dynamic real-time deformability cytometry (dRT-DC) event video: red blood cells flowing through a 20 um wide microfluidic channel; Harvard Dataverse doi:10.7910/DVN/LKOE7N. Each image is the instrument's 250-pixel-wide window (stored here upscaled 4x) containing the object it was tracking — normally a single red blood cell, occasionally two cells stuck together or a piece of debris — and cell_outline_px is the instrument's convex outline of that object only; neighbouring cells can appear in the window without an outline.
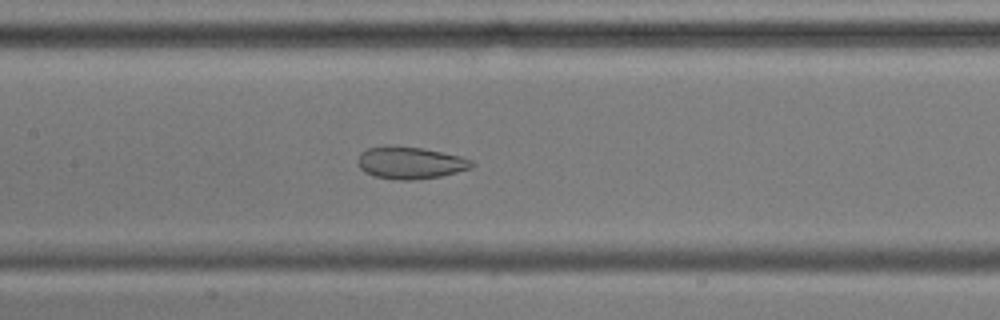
{"species": "common noctule bat (a hibernating species)", "species_latin": "Nyctalus noctula", "temperature_condition": "cold", "stored_images_in_passage": 54, "camera_frame_rate_fps": 3000, "um_per_image_px": 0.085, "animal": {"sex": "male", "body_mass_g": 17.9, "forearm_length_mm": 54.2}, "frame": {"image": 1, "passage_image": 25, "time_ms": 8.0, "image_size_px": [1000, 320], "cell_outline_px": [[476, 164], [472, 168], [440, 176], [412, 180], [400, 180], [376, 176], [364, 172], [360, 168], [356, 160], [360, 152], [368, 148], [384, 144], [392, 144], [424, 148], [460, 156], [472, 160]], "centroid_in_image_um": [34.84, 13.8], "position_along_channel_um": 172.6, "area_um2": 21.73}}
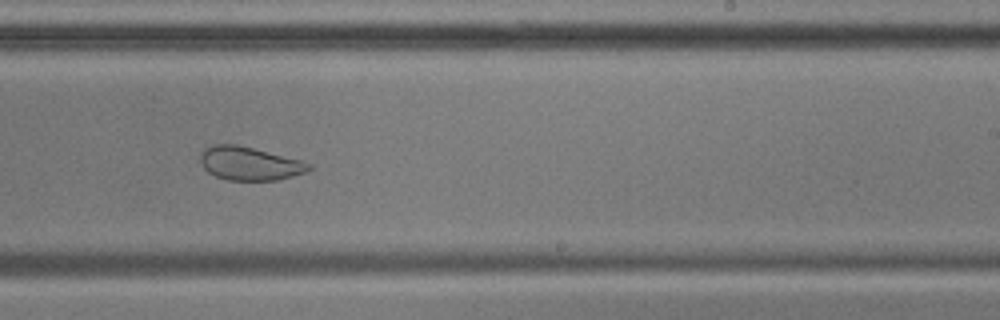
{"frame": {"image": 2, "passage_image": 33, "time_ms": 10.667, "image_size_px": [1000, 320], "cell_outline_px": [[312, 168], [304, 172], [292, 176], [276, 180], [228, 180], [216, 176], [208, 172], [204, 168], [200, 160], [200, 152], [204, 148], [212, 144], [236, 144], [300, 160], [312, 164]], "centroid_in_image_um": [21.17, 13.89], "position_along_channel_um": 267.8, "area_um2": 20.98}}
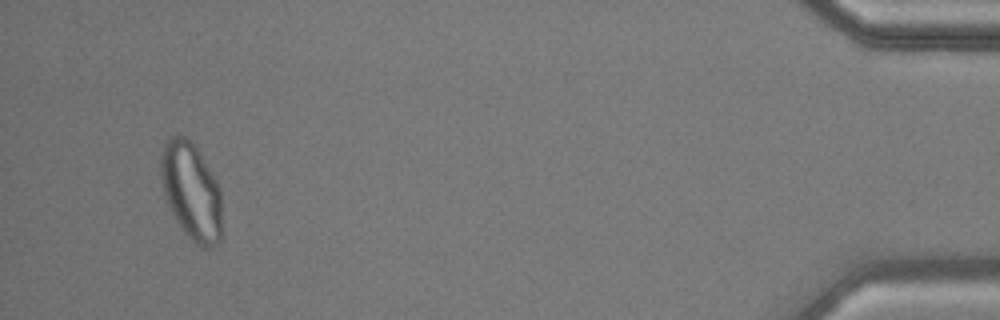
{"frame": {"image": 3, "passage_image": 52, "time_ms": 17.0, "image_size_px": [1000, 320], "cell_outline_px": [[220, 240], [212, 248], [204, 248], [196, 244], [184, 232], [176, 220], [164, 196], [160, 172], [160, 156], [164, 144], [172, 136], [184, 136], [192, 140], [216, 180], [220, 188]], "centroid_in_image_um": [16.24, 16.24], "position_along_channel_um": 419.0, "area_um2": 34.45}, "authors_computed_cell_mechanics": {"area_um2": 29.9115, "velocity_mm_per_s": 3.5885, "shape_relaxation_time_tau1_ms": null, "shape_relaxation_time_tau2_ms": 1.3588, "deformation_change_tau1": null, "deformation_change_tau2": 0.0739}}